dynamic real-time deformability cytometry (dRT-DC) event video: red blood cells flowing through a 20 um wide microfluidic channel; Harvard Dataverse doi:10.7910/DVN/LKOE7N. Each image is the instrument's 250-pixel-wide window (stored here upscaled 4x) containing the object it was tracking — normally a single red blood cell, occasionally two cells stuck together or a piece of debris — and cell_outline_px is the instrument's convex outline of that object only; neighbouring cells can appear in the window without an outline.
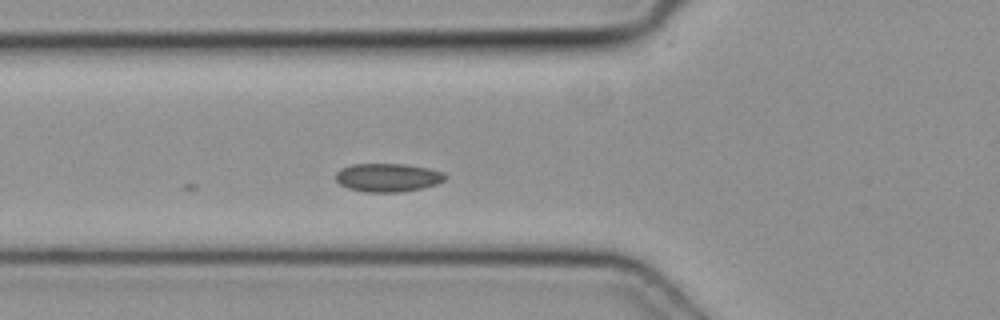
{"species": "common noctule bat (a hibernating species)", "species_latin": "Nyctalus noctula", "temperature_condition": "cold", "stored_images_in_passage": 6, "camera_frame_rate_fps": 3000, "um_per_image_px": 0.085, "animal": {"sex": "female", "body_mass_g": 19.3, "forearm_length_mm": 54.1}, "frame": {"image": 1, "passage_image": 2, "time_ms": 0.333, "image_size_px": [1000, 320], "cell_outline_px": [[448, 176], [444, 180], [436, 184], [420, 188], [400, 192], [364, 192], [348, 188], [340, 184], [336, 180], [336, 172], [340, 168], [352, 164], [404, 164], [428, 168], [444, 172]], "centroid_in_image_um": [32.95, 15.08], "position_along_channel_um": 92.8, "area_um2": 18.15}}